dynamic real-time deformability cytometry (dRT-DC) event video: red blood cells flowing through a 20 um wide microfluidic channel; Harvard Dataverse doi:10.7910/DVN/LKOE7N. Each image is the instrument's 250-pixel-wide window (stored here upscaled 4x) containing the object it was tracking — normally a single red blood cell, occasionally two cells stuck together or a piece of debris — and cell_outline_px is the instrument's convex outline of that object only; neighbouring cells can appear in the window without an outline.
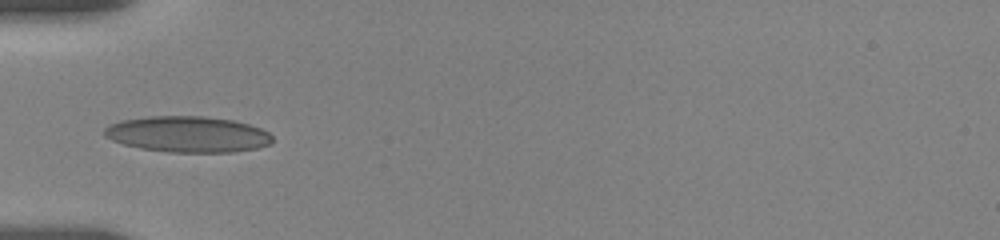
{"species": "human", "species_latin": "Homo sapiens", "temperature_condition": "room temperature", "stored_images_in_passage": 45, "camera_frame_rate_fps": 3000, "um_per_image_px": 0.085, "donor": {"sex": "female"}, "frame": {"image": 1, "passage_image": 1, "time_ms": 0.0, "image_size_px": [1000, 240], "cell_outline_px": [[272, 144], [256, 148], [232, 152], [168, 152], [140, 148], [124, 144], [112, 140], [104, 136], [104, 128], [108, 124], [120, 120], [148, 116], [204, 116], [232, 120], [248, 124], [260, 128], [268, 132], [272, 136]], "centroid_in_image_um": [15.93, 11.41], "position_along_channel_um": 69.1, "area_um2": 35.37}}
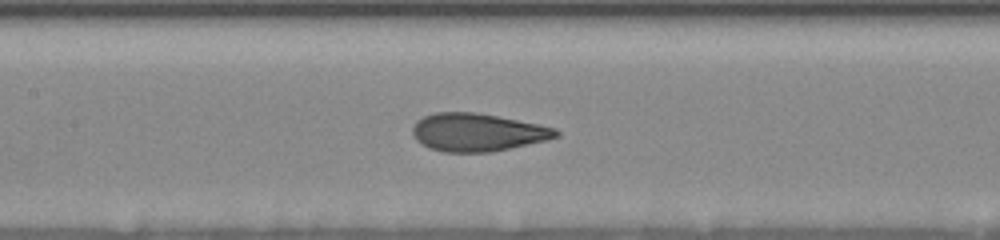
{"frame": {"image": 2, "passage_image": 17, "time_ms": 2.667, "image_size_px": [1000, 240], "cell_outline_px": [[560, 136], [548, 140], [492, 152], [444, 152], [428, 148], [416, 140], [412, 136], [412, 128], [416, 120], [424, 116], [436, 112], [476, 112], [540, 124], [556, 128], [560, 132]], "centroid_in_image_um": [40.59, 11.25], "position_along_channel_um": 166.8, "area_um2": 32.02}}
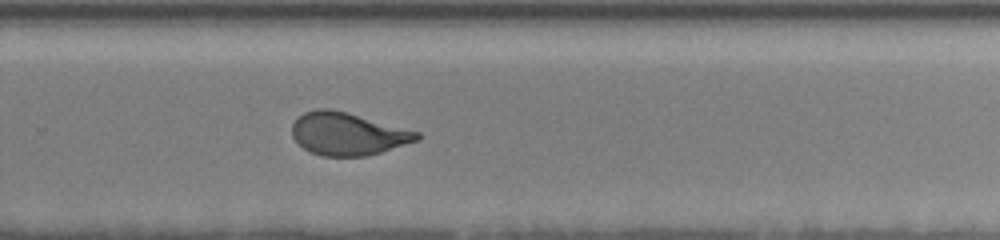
{"frame": {"image": 3, "passage_image": 45, "time_ms": 6.333, "image_size_px": [1000, 240], "cell_outline_px": [[420, 140], [368, 156], [324, 156], [312, 152], [304, 148], [292, 136], [292, 124], [304, 112], [316, 108], [332, 108], [348, 112], [420, 132]], "centroid_in_image_um": [29.58, 11.36], "position_along_channel_um": 300.2, "area_um2": 31.1}}